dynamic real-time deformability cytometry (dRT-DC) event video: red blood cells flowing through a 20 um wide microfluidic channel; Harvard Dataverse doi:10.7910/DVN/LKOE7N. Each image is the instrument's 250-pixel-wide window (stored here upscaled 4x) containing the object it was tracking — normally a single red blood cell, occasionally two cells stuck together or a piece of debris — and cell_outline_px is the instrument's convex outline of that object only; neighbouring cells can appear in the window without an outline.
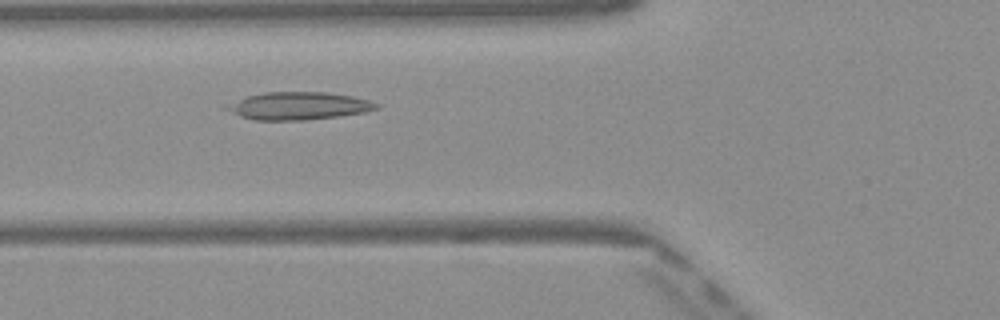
{"species": "Egyptian fruit bat (a non-hibernating species)", "species_latin": "Rousettus aegyptiacus", "temperature_condition": "warm", "stored_images_in_passage": 35, "camera_frame_rate_fps": 3000, "um_per_image_px": 0.085, "frame": {"image": 1, "passage_image": 5, "time_ms": 1.333, "image_size_px": [1000, 320], "cell_outline_px": [[380, 108], [368, 112], [304, 120], [256, 120], [240, 116], [220, 108], [224, 104], [248, 96], [264, 92], [324, 92], [352, 96], [368, 100], [380, 104]], "centroid_in_image_um": [25.34, 9.0], "position_along_channel_um": 100.5, "area_um2": 24.28}}
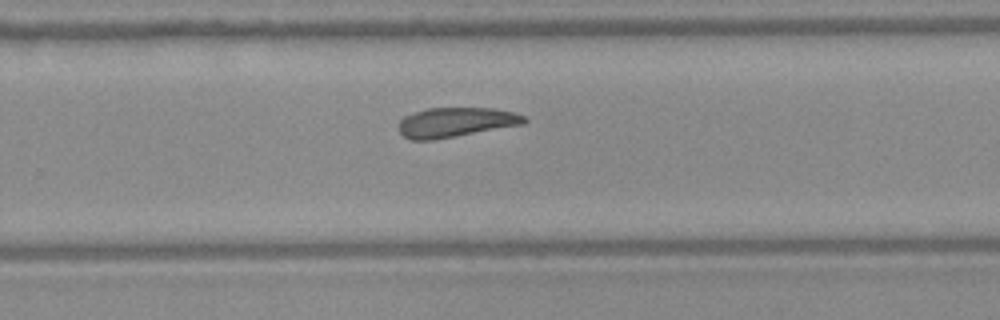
{"frame": {"image": 2, "passage_image": 19, "time_ms": 6.0, "image_size_px": [1000, 320], "cell_outline_px": [[528, 120], [524, 124], [456, 136], [432, 140], [412, 140], [404, 136], [400, 132], [400, 120], [404, 116], [428, 108], [492, 108], [512, 112], [524, 116]], "centroid_in_image_um": [38.75, 10.39], "position_along_channel_um": 291.1, "area_um2": 21.44}}
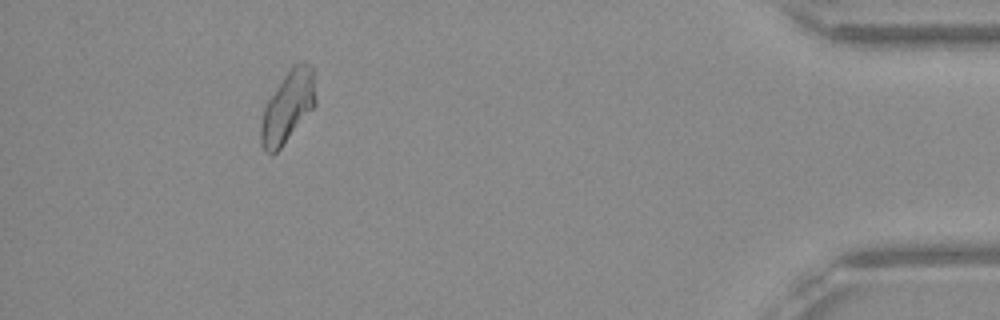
{"frame": {"image": 3, "passage_image": 32, "time_ms": 10.333, "image_size_px": [1000, 320], "cell_outline_px": [[316, 104], [280, 148], [276, 152], [268, 152], [260, 144], [260, 124], [264, 104], [292, 64], [300, 60], [304, 60], [312, 68], [316, 96]], "centroid_in_image_um": [24.44, 9.02], "position_along_channel_um": 410.8, "area_um2": 22.77}}